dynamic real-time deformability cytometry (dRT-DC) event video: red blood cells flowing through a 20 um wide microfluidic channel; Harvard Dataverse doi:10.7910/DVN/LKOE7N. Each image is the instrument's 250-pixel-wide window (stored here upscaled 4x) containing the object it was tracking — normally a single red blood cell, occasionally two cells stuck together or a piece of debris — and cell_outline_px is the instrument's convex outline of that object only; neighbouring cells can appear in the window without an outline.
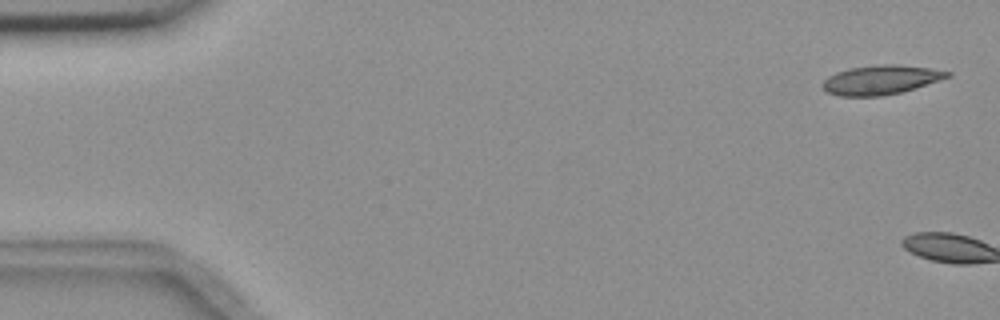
{"species": "common noctule bat (a hibernating species)", "species_latin": "Nyctalus noctula", "temperature_condition": "room temperature", "stored_images_in_passage": 5, "camera_frame_rate_fps": 3000, "um_per_image_px": 0.085, "animal": {"sex": "female", "body_mass_g": 18.4}, "frame": {"image": 1, "passage_image": 1, "time_ms": 0.0, "image_size_px": [1000, 320], "cell_outline_px": [[952, 76], [916, 88], [900, 92], [880, 96], [840, 96], [824, 92], [820, 84], [828, 76], [836, 72], [848, 68], [880, 64], [900, 64], [928, 68], [952, 72]], "centroid_in_image_um": [74.84, 6.78], "position_along_channel_um": 10.2, "area_um2": 21.5}}